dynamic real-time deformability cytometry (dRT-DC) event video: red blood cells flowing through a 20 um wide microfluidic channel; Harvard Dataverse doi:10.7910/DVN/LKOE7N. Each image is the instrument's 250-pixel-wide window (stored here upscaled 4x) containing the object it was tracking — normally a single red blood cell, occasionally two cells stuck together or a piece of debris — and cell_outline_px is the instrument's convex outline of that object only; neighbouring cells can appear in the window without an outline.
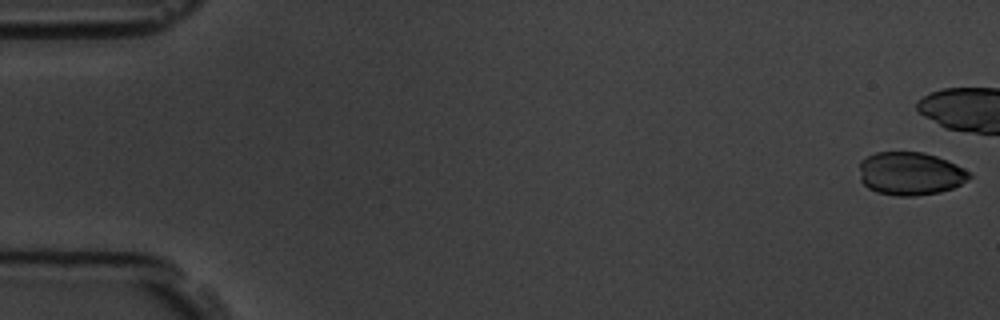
{"species": "common noctule bat (a hibernating species)", "species_latin": "Nyctalus noctula", "temperature_condition": "room temperature", "stored_images_in_passage": 28, "camera_frame_rate_fps": 3000, "um_per_image_px": 0.085, "animal": {"sex": "male", "body_mass_g": 19.5, "forearm_length_mm": 54.6}, "frame": {"image": 1, "passage_image": 1, "time_ms": 0.0, "image_size_px": [1000, 320], "cell_outline_px": [[972, 176], [968, 180], [952, 188], [940, 192], [916, 196], [896, 196], [876, 192], [868, 188], [860, 180], [860, 160], [876, 152], [924, 152], [948, 160], [972, 172]], "centroid_in_image_um": [77.39, 14.76], "position_along_channel_um": 7.6, "area_um2": 27.92}}
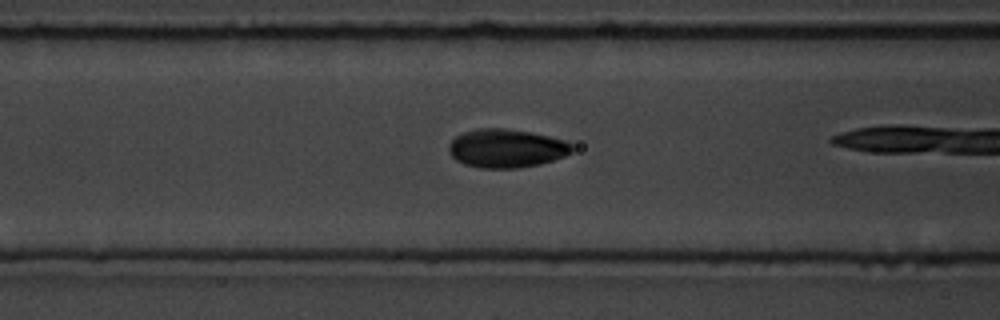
{"frame": {"image": 2, "passage_image": 23, "time_ms": 7.333, "image_size_px": [1000, 320], "cell_outline_px": [[572, 152], [564, 156], [540, 164], [520, 168], [480, 168], [464, 164], [456, 160], [448, 152], [448, 144], [456, 136], [464, 132], [476, 128], [504, 128], [532, 132], [564, 140], [572, 144]], "centroid_in_image_um": [43.02, 12.61], "position_along_channel_um": 123.6, "area_um2": 27.8}}
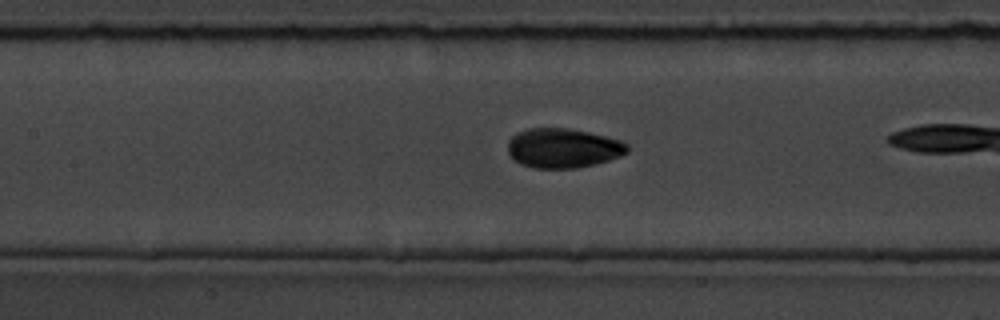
{"frame": {"image": 3, "passage_image": 26, "time_ms": 8.333, "image_size_px": [1000, 320], "cell_outline_px": [[628, 152], [620, 156], [608, 160], [576, 168], [536, 168], [520, 164], [508, 152], [508, 140], [516, 132], [528, 128], [568, 128], [588, 132], [620, 140], [628, 144]], "centroid_in_image_um": [47.84, 12.58], "position_along_channel_um": 159.6, "area_um2": 27.4}}